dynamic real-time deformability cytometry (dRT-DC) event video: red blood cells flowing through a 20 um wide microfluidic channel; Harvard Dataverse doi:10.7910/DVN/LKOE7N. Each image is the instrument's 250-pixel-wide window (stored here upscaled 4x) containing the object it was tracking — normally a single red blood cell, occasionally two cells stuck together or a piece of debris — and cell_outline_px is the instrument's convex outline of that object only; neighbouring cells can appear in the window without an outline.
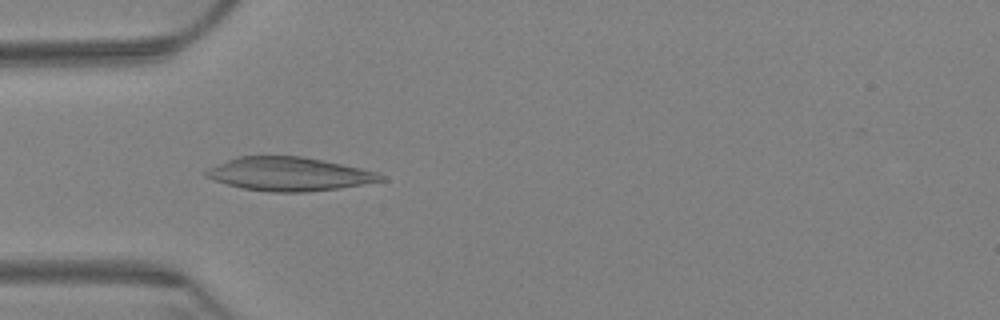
{"species": "Egyptian fruit bat (a non-hibernating species)", "species_latin": "Rousettus aegyptiacus", "temperature_condition": "warm", "stored_images_in_passage": 61, "camera_frame_rate_fps": 3000, "um_per_image_px": 0.085, "animal": {"sex": "female"}, "frame": {"image": 1, "passage_image": 18, "time_ms": 5.667, "image_size_px": [1000, 320], "cell_outline_px": [[388, 180], [336, 188], [308, 192], [268, 192], [244, 188], [228, 184], [204, 176], [204, 172], [208, 168], [236, 156], [304, 156], [360, 168], [376, 172], [384, 176]], "centroid_in_image_um": [24.57, 14.79], "position_along_channel_um": 60.4, "area_um2": 33.99}}
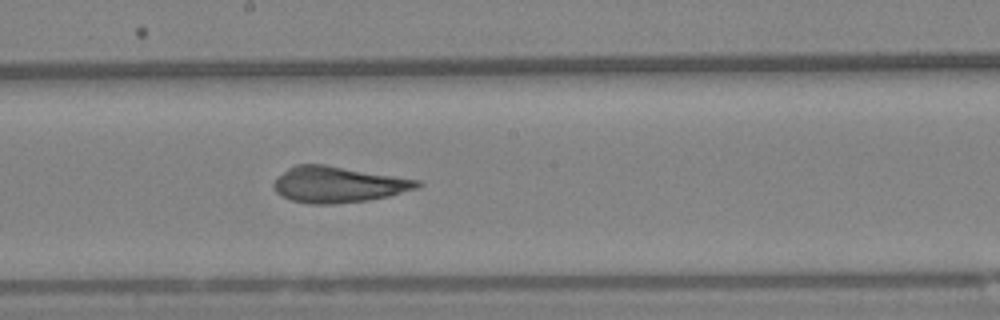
{"frame": {"image": 2, "passage_image": 33, "time_ms": 10.667, "image_size_px": [1000, 320], "cell_outline_px": [[424, 184], [416, 188], [388, 196], [368, 200], [328, 204], [312, 204], [292, 200], [276, 192], [272, 184], [288, 168], [296, 164], [324, 164], [420, 180]], "centroid_in_image_um": [28.76, 15.67], "position_along_channel_um": 219.4, "area_um2": 29.77}}
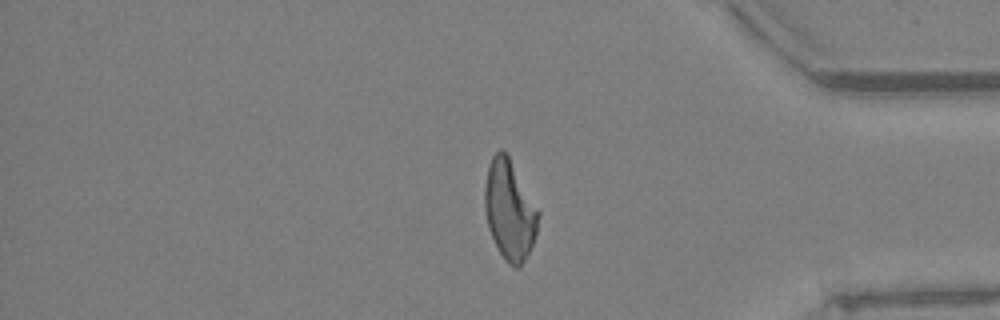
{"frame": {"image": 3, "passage_image": 51, "time_ms": 16.667, "image_size_px": [1000, 320], "cell_outline_px": [[540, 216], [536, 232], [532, 244], [520, 268], [516, 268], [508, 264], [504, 260], [488, 228], [484, 208], [484, 188], [488, 164], [492, 156], [500, 148], [504, 148], [540, 212]], "centroid_in_image_um": [43.3, 17.83], "position_along_channel_um": 391.9, "area_um2": 31.15}}